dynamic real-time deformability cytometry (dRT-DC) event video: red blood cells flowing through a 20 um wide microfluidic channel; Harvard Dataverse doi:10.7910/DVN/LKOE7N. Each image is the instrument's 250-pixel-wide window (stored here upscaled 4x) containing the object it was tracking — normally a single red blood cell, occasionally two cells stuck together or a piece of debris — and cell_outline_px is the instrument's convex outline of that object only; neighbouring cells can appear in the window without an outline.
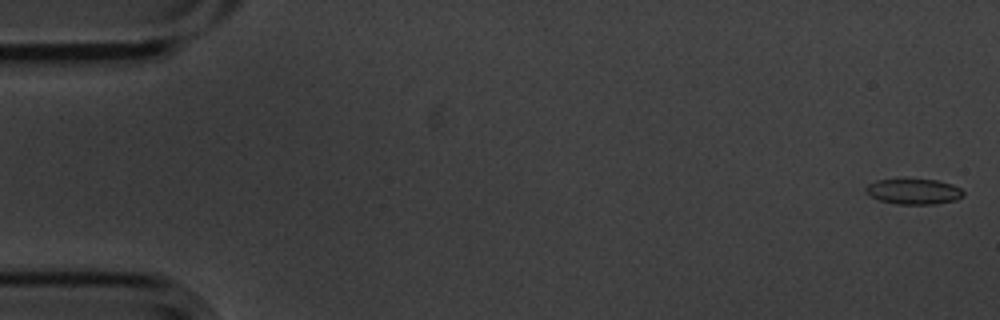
{"species": "common noctule bat (a hibernating species)", "species_latin": "Nyctalus noctula", "temperature_condition": "cold", "stored_images_in_passage": 7, "camera_frame_rate_fps": 3000, "um_per_image_px": 0.085, "animal": {"sex": "male", "body_mass_g": 20.1, "forearm_length_mm": 53.5}, "frame": {"image": 1, "passage_image": 1, "time_ms": 0.0, "image_size_px": [1000, 320], "cell_outline_px": [[964, 196], [956, 200], [936, 204], [896, 204], [880, 200], [864, 192], [864, 188], [868, 184], [876, 180], [940, 180], [952, 184], [960, 188], [964, 192]], "centroid_in_image_um": [77.69, 16.28], "position_along_channel_um": 7.3, "area_um2": 14.45}}
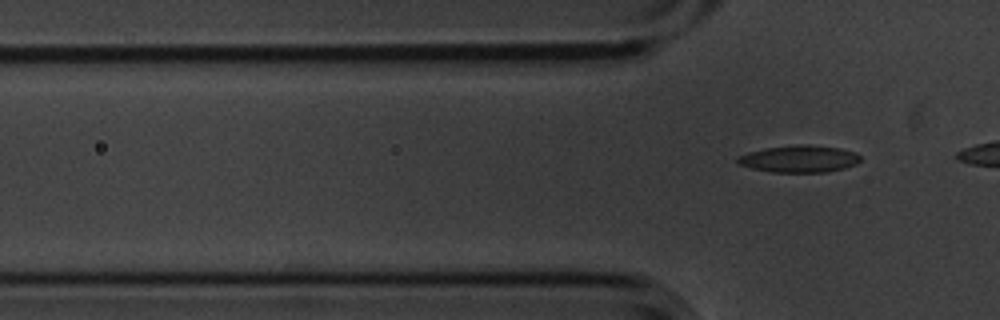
{"frame": {"image": 2, "passage_image": 7, "time_ms": 2.0, "image_size_px": [1000, 320], "cell_outline_px": [[860, 160], [856, 164], [844, 168], [824, 172], [772, 172], [752, 168], [740, 164], [736, 160], [736, 156], [748, 152], [764, 148], [796, 144], [808, 144], [840, 148], [856, 152], [860, 156]], "centroid_in_image_um": [67.93, 13.49], "position_along_channel_um": 57.9, "area_um2": 19.42}}